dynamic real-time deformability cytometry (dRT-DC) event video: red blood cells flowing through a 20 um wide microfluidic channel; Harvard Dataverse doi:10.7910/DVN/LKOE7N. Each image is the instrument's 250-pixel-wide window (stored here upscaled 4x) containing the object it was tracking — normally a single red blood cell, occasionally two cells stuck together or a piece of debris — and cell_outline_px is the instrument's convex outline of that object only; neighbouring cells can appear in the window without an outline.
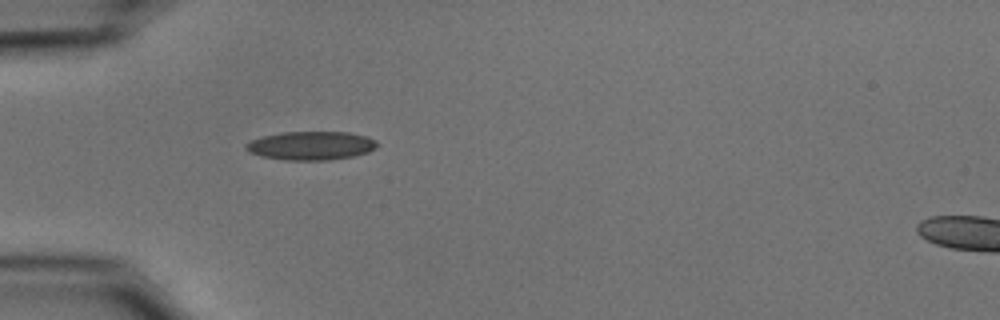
{"species": "common noctule bat (a hibernating species)", "species_latin": "Nyctalus noctula", "temperature_condition": "cold", "stored_images_in_passage": 38, "camera_frame_rate_fps": 3000, "um_per_image_px": 0.085, "animal": {"sex": "male", "body_mass_g": 15.6}, "frame": {"image": 1, "passage_image": 1, "time_ms": 0.0, "image_size_px": [1000, 320], "cell_outline_px": [[380, 144], [376, 148], [368, 152], [356, 156], [328, 160], [284, 160], [260, 156], [248, 152], [244, 148], [244, 144], [252, 140], [264, 136], [284, 132], [348, 132], [368, 136], [376, 140]], "centroid_in_image_um": [26.47, 12.38], "position_along_channel_um": 58.5, "area_um2": 22.14}}
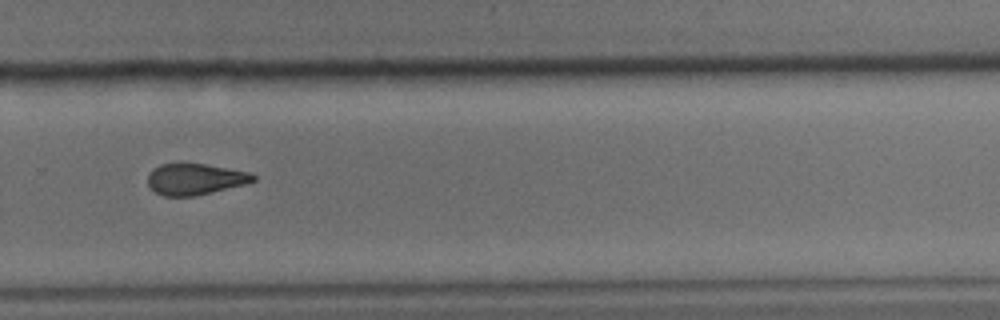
{"frame": {"image": 2, "passage_image": 22, "time_ms": 7.0, "image_size_px": [1000, 320], "cell_outline_px": [[256, 180], [244, 184], [212, 192], [192, 196], [164, 196], [156, 192], [148, 184], [148, 172], [152, 168], [160, 164], [180, 160], [252, 172], [256, 176]], "centroid_in_image_um": [16.54, 15.17], "position_along_channel_um": 313.3, "area_um2": 19.71}}
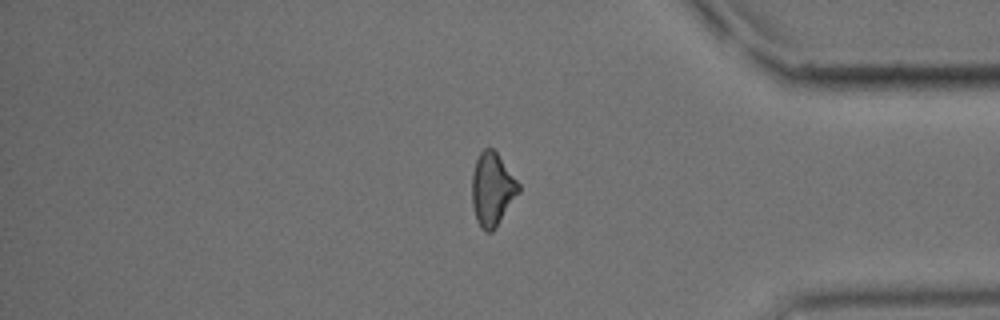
{"frame": {"image": 3, "passage_image": 30, "time_ms": 9.667, "image_size_px": [1000, 320], "cell_outline_px": [[520, 192], [496, 228], [492, 232], [484, 232], [480, 228], [476, 220], [472, 204], [472, 172], [476, 160], [480, 152], [484, 148], [492, 148], [496, 152], [520, 184]], "centroid_in_image_um": [41.84, 16.12], "position_along_channel_um": 393.4, "area_um2": 20.06}, "authors_computed_cell_mechanics": {"area_um2": 20.3456, "velocity_mm_per_s": 3.7151, "shape_relaxation_time_tau1_ms": null, "shape_relaxation_time_tau2_ms": 4.6002, "deformation_change_tau1": null, "deformation_change_tau2": 0.1291}}